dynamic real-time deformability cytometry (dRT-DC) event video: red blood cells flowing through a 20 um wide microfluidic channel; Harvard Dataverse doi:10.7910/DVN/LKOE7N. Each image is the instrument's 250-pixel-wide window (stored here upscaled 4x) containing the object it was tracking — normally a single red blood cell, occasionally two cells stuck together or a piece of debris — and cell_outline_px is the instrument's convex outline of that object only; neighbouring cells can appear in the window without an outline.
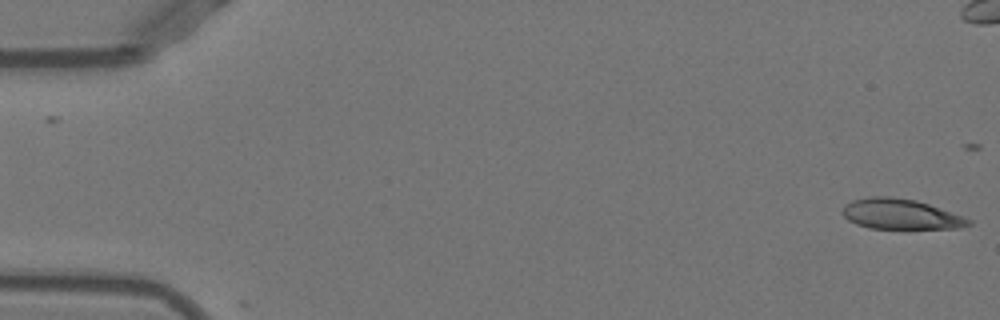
{"species": "Egyptian fruit bat (a non-hibernating species)", "species_latin": "Rousettus aegyptiacus", "temperature_condition": "warm", "stored_images_in_passage": 22, "camera_frame_rate_fps": 3000, "um_per_image_px": 0.085, "animal": {"sex": "female"}, "frame": {"image": 1, "passage_image": 1, "time_ms": 0.0, "image_size_px": [1000, 320], "cell_outline_px": [[972, 224], [960, 228], [868, 228], [856, 224], [848, 220], [840, 212], [852, 200], [872, 196], [888, 196], [916, 200], [928, 204], [972, 220]], "centroid_in_image_um": [76.53, 18.2], "position_along_channel_um": 8.5, "area_um2": 21.96}}
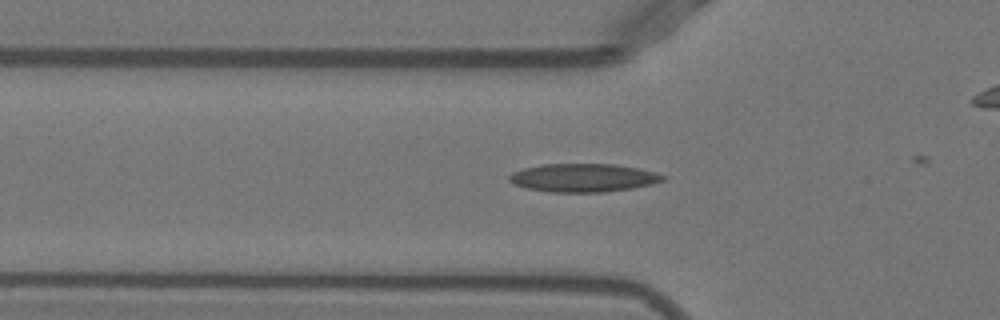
{"frame": {"image": 2, "passage_image": 17, "time_ms": 5.333, "image_size_px": [1000, 320], "cell_outline_px": [[664, 180], [652, 184], [632, 188], [604, 192], [548, 192], [528, 188], [512, 184], [508, 180], [508, 176], [512, 172], [524, 168], [544, 164], [612, 164], [636, 168], [656, 172], [664, 176]], "centroid_in_image_um": [49.54, 15.11], "position_along_channel_um": 76.3, "area_um2": 25.26}}
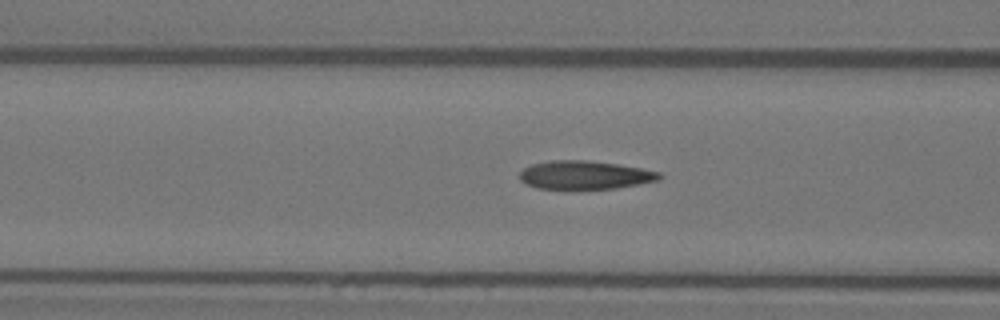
{"frame": {"image": 3, "passage_image": 20, "time_ms": 6.333, "image_size_px": [1000, 320], "cell_outline_px": [[664, 176], [660, 180], [616, 188], [536, 188], [520, 180], [520, 172], [524, 168], [532, 164], [552, 160], [588, 160], [616, 164], [640, 168], [660, 172]], "centroid_in_image_um": [49.74, 14.86], "position_along_channel_um": 116.9, "area_um2": 22.89}}